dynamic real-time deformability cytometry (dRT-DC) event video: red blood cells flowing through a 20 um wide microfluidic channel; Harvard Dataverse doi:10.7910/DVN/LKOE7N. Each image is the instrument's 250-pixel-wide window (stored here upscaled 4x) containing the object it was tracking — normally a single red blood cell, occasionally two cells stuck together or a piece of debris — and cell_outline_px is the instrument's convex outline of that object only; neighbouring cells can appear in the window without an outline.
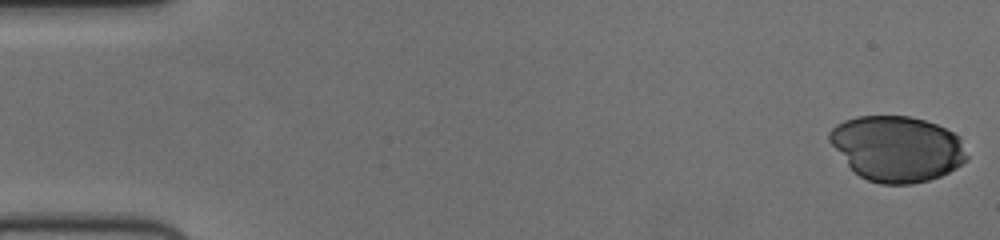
{"species": "human", "species_latin": "Homo sapiens", "temperature_condition": "cold", "stored_images_in_passage": 55, "camera_frame_rate_fps": 3000, "um_per_image_px": 0.085, "donor": {"sex": "female"}, "frame": {"image": 1, "passage_image": 1, "time_ms": 0.0, "image_size_px": [1000, 240], "cell_outline_px": [[968, 160], [956, 168], [940, 176], [928, 180], [912, 184], [880, 184], [868, 180], [860, 176], [848, 164], [828, 140], [828, 132], [836, 124], [844, 120], [856, 116], [908, 116], [924, 120], [936, 124], [960, 136], [968, 156]], "centroid_in_image_um": [76.26, 12.63], "position_along_channel_um": 8.7, "area_um2": 52.42}}
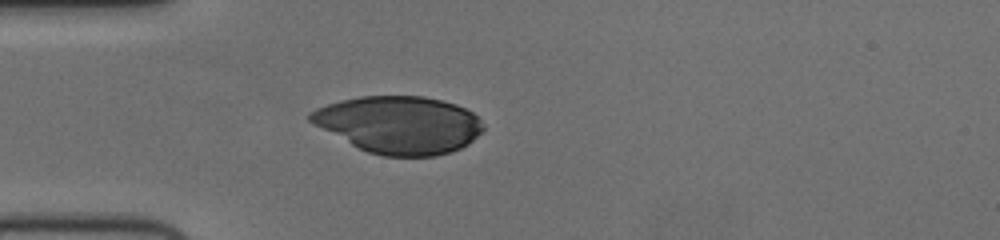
{"frame": {"image": 2, "passage_image": 16, "time_ms": 5.0, "image_size_px": [1000, 240], "cell_outline_px": [[484, 128], [468, 144], [452, 152], [436, 156], [384, 156], [368, 152], [352, 144], [308, 120], [308, 112], [316, 108], [340, 100], [360, 96], [424, 96], [456, 104], [472, 112], [484, 124]], "centroid_in_image_um": [33.95, 10.59], "position_along_channel_um": 51.1, "area_um2": 57.34}}
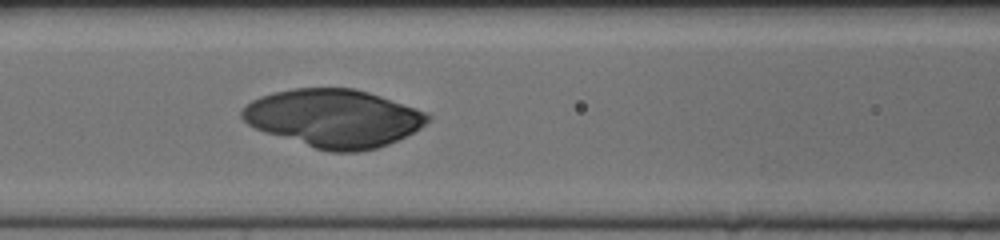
{"frame": {"image": 3, "passage_image": 24, "time_ms": 7.667, "image_size_px": [1000, 240], "cell_outline_px": [[432, 116], [420, 128], [388, 144], [376, 148], [356, 152], [332, 152], [316, 148], [264, 132], [248, 124], [240, 116], [240, 112], [252, 100], [260, 96], [272, 92], [292, 88], [352, 88], [368, 92], [428, 112]], "centroid_in_image_um": [28.35, 10.04], "position_along_channel_um": 138.3, "area_um2": 62.31}}